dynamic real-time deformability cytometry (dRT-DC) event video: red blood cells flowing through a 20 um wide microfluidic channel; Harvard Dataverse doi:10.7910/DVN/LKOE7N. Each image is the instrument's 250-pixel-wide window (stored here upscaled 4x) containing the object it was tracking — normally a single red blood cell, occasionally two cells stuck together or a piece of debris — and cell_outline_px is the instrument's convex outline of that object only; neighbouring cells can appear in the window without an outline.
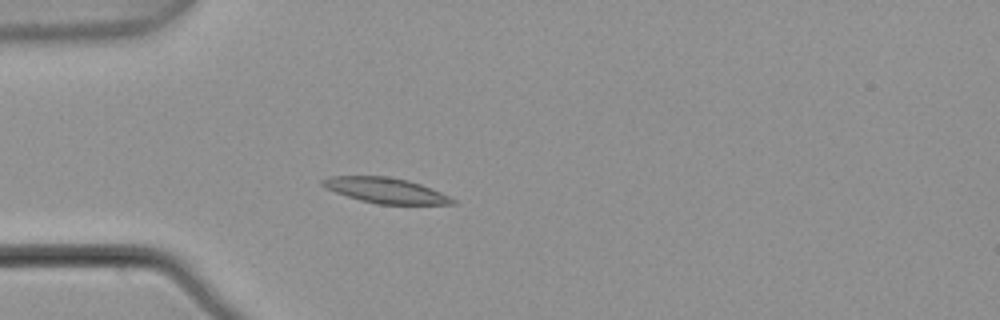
{"species": "common noctule bat (a hibernating species)", "species_latin": "Nyctalus noctula", "temperature_condition": "warm", "stored_images_in_passage": 3, "camera_frame_rate_fps": 3000, "um_per_image_px": 0.085, "animal": {"sex": "male", "body_mass_g": 21.5, "forearm_length_mm": 52.0}, "frame": {"image": 1, "passage_image": 3, "time_ms": 0.667, "image_size_px": [1000, 320], "cell_outline_px": [[456, 204], [376, 204], [360, 200], [324, 188], [320, 184], [320, 180], [328, 176], [388, 176], [408, 180], [420, 184], [440, 192], [456, 200]], "centroid_in_image_um": [32.73, 16.18], "position_along_channel_um": 52.3, "area_um2": 19.19}}